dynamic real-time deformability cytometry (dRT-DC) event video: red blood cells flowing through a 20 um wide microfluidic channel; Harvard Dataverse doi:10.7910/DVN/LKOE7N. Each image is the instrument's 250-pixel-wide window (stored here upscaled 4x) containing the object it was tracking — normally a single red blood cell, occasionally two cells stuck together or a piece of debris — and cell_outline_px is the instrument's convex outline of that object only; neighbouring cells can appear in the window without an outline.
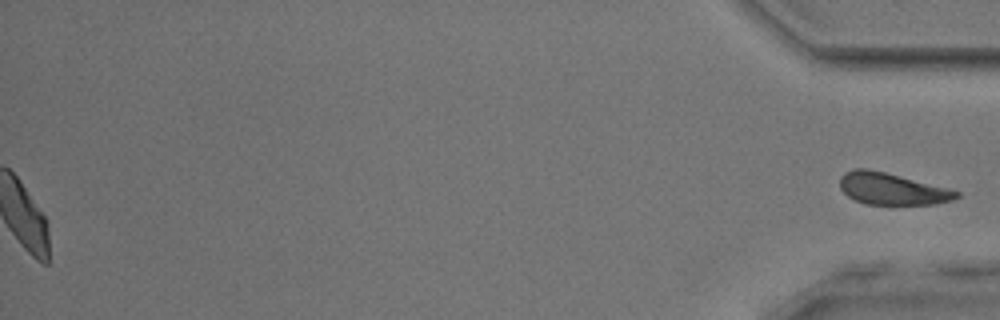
{"species": "common noctule bat (a hibernating species)", "species_latin": "Nyctalus noctula", "temperature_condition": "room temperature", "stored_images_in_passage": 52, "segment_of_instrument_passage": [2, 2], "camera_frame_rate_fps": 3000, "um_per_image_px": 0.085, "animal": {"sex": "male", "body_mass_g": 17.9, "forearm_length_mm": 54.2}, "frame": {"image": 1, "passage_image": 52, "time_ms": 17.0, "image_size_px": [1000, 320], "cell_outline_px": [[960, 196], [952, 200], [936, 204], [864, 204], [848, 196], [840, 188], [840, 176], [844, 172], [852, 168], [868, 168], [952, 188], [960, 192]], "centroid_in_image_um": [75.84, 16.04], "position_along_channel_um": 359.4, "area_um2": 21.85}}